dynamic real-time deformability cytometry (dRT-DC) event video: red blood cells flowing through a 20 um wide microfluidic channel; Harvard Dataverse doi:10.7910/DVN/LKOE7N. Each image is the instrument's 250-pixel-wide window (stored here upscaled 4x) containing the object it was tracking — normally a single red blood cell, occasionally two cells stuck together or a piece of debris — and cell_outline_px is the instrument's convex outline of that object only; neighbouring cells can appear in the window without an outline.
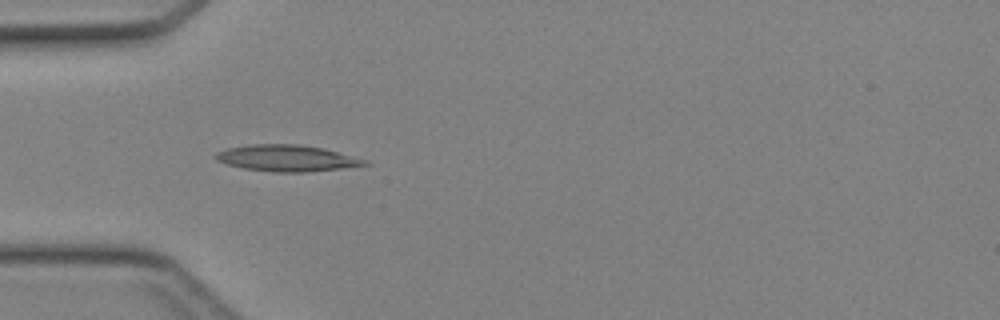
{"species": "Egyptian fruit bat (a non-hibernating species)", "species_latin": "Rousettus aegyptiacus", "temperature_condition": "cold", "stored_images_in_passage": 32, "camera_frame_rate_fps": 3000, "um_per_image_px": 0.085, "animal": {"sex": "female"}, "frame": {"image": 1, "passage_image": 1, "time_ms": 0.0, "image_size_px": [1000, 320], "cell_outline_px": [[372, 164], [344, 168], [304, 172], [276, 172], [244, 168], [228, 164], [216, 160], [212, 156], [216, 152], [228, 148], [252, 144], [296, 144], [324, 148], [368, 160]], "centroid_in_image_um": [24.41, 13.44], "position_along_channel_um": 60.6, "area_um2": 22.89}}
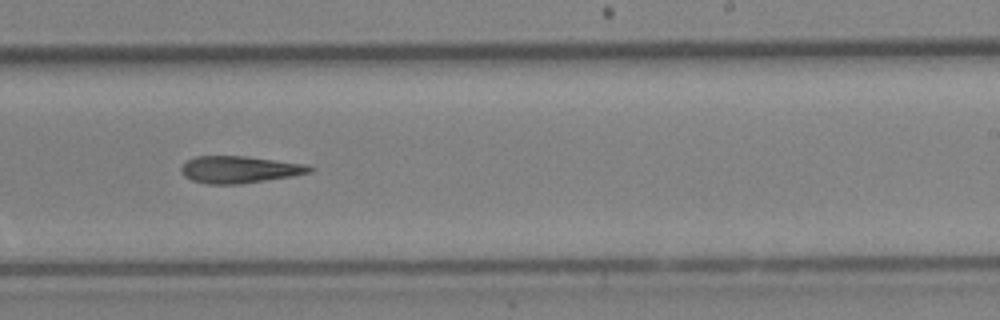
{"frame": {"image": 2, "passage_image": 15, "time_ms": 4.667, "image_size_px": [1000, 320], "cell_outline_px": [[316, 168], [308, 172], [292, 176], [240, 184], [208, 184], [192, 180], [184, 176], [180, 168], [188, 160], [196, 156], [248, 156], [304, 164]], "centroid_in_image_um": [20.34, 14.41], "position_along_channel_um": 268.7, "area_um2": 20.06}}
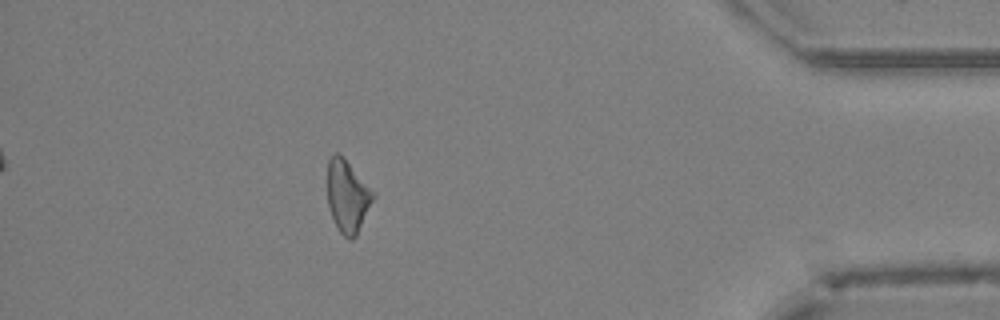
{"frame": {"image": 3, "passage_image": 27, "time_ms": 8.667, "image_size_px": [1000, 320], "cell_outline_px": [[376, 196], [356, 236], [352, 240], [348, 240], [336, 228], [328, 204], [328, 160], [332, 152], [340, 152], [376, 192]], "centroid_in_image_um": [29.56, 16.65], "position_along_channel_um": 405.6, "area_um2": 19.77}}